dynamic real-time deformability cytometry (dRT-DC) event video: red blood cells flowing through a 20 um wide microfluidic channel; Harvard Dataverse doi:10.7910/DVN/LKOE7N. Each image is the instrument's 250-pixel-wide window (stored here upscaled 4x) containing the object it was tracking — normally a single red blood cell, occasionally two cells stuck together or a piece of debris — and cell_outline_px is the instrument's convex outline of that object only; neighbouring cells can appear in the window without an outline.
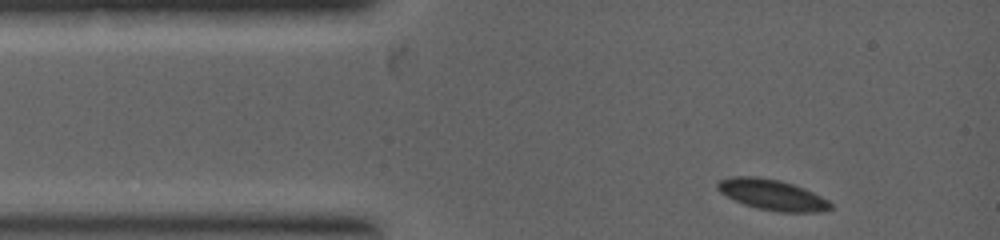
{"species": "common noctule bat (a hibernating species)", "species_latin": "Nyctalus noctula", "temperature_condition": "warm", "stored_images_in_passage": 7, "camera_frame_rate_fps": 5000, "um_per_image_px": 0.085, "animal": {"sex": "female", "body_mass_g": 19.0, "forearm_length_mm": 53.3}, "frame": {"image": 1, "passage_image": 1, "time_ms": 0.0, "image_size_px": [1000, 240], "cell_outline_px": [[832, 208], [820, 212], [780, 212], [756, 208], [744, 204], [720, 192], [716, 188], [716, 184], [720, 180], [732, 176], [756, 176], [780, 180], [804, 188], [828, 200], [832, 204]], "centroid_in_image_um": [65.63, 16.55], "position_along_channel_um": 19.4, "area_um2": 20.11}}
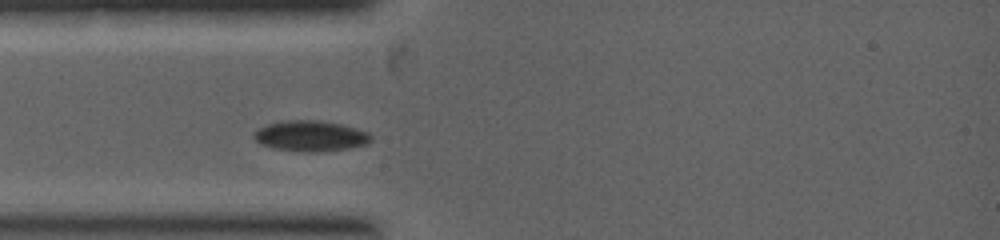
{"frame": {"image": 2, "passage_image": 6, "time_ms": 1.2, "image_size_px": [1000, 240], "cell_outline_px": [[372, 140], [368, 144], [348, 148], [316, 152], [308, 152], [272, 148], [260, 144], [252, 136], [260, 128], [268, 124], [280, 120], [320, 120], [340, 124], [356, 128], [368, 132], [372, 136]], "centroid_in_image_um": [26.41, 11.55], "position_along_channel_um": 58.6, "area_um2": 20.92}}